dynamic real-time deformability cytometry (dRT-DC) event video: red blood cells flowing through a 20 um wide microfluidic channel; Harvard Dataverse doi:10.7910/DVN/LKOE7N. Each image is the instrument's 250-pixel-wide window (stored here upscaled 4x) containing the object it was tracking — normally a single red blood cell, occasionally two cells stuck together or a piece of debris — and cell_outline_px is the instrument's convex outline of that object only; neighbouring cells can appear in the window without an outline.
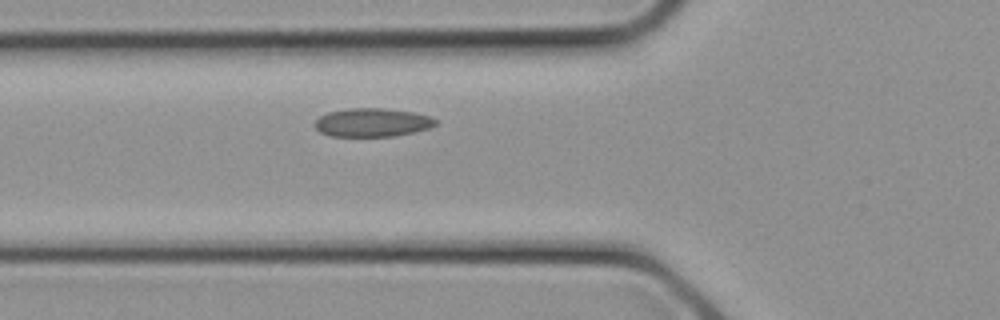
{"species": "common noctule bat (a hibernating species)", "species_latin": "Nyctalus noctula", "temperature_condition": "cold", "stored_images_in_passage": 22, "camera_frame_rate_fps": 3000, "um_per_image_px": 0.085, "animal": {"sex": "female", "body_mass_g": 21.9}, "frame": {"image": 1, "passage_image": 4, "time_ms": 1.0, "image_size_px": [1000, 320], "cell_outline_px": [[440, 124], [416, 132], [396, 136], [332, 136], [320, 132], [312, 124], [320, 116], [328, 112], [348, 108], [384, 108], [416, 112], [440, 120]], "centroid_in_image_um": [31.69, 10.4], "position_along_channel_um": 94.1, "area_um2": 20.4}}
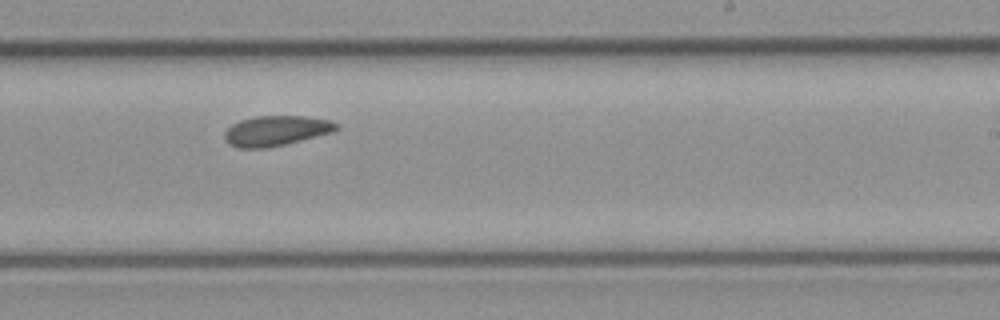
{"frame": {"image": 2, "passage_image": 11, "time_ms": 3.333, "image_size_px": [1000, 320], "cell_outline_px": [[340, 128], [332, 132], [284, 144], [264, 148], [236, 148], [228, 144], [224, 140], [224, 132], [232, 124], [240, 120], [256, 116], [304, 116], [328, 120], [340, 124]], "centroid_in_image_um": [23.43, 11.11], "position_along_channel_um": 265.6, "area_um2": 19.59}}
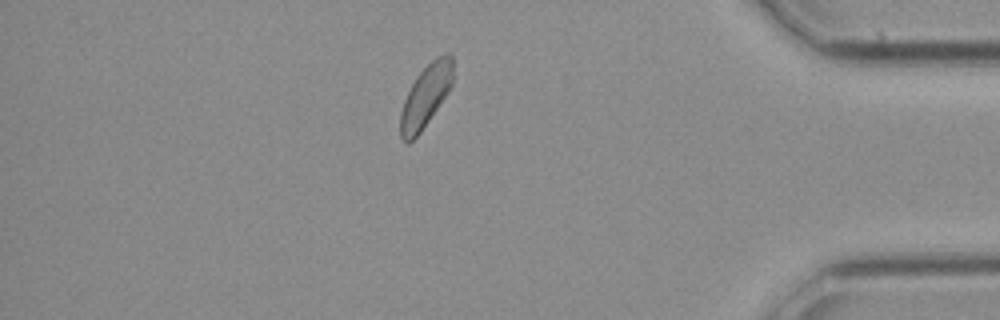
{"frame": {"image": 3, "passage_image": 18, "time_ms": 5.667, "image_size_px": [1000, 320], "cell_outline_px": [[452, 84], [448, 92], [420, 132], [408, 144], [404, 144], [400, 136], [400, 112], [404, 100], [416, 76], [436, 56], [448, 52], [452, 56]], "centroid_in_image_um": [36.16, 8.17], "position_along_channel_um": 399.0, "area_um2": 18.9}}